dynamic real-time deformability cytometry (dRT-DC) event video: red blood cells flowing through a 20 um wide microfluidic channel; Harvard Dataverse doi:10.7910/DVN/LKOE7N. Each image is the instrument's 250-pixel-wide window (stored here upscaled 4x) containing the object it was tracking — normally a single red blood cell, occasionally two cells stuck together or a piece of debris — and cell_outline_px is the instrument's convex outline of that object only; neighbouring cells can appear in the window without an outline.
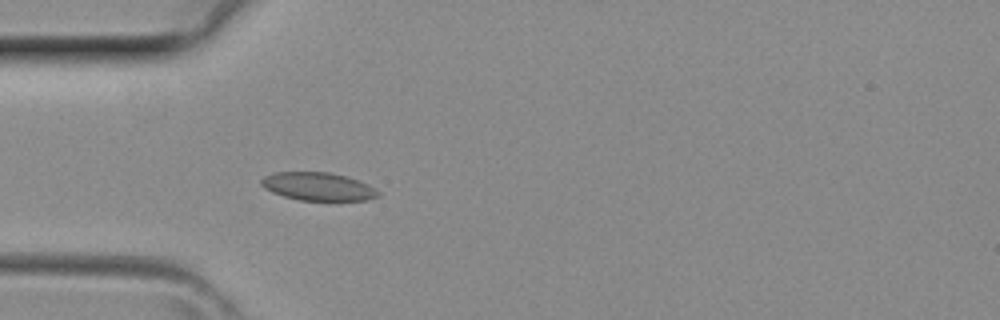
{"species": "common noctule bat (a hibernating species)", "species_latin": "Nyctalus noctula", "temperature_condition": "room temperature", "stored_images_in_passage": 3, "camera_frame_rate_fps": 3000, "um_per_image_px": 0.085, "animal": {"sex": "female", "body_mass_g": 29.2, "forearm_length_mm": 56.3}, "frame": {"image": 1, "passage_image": 3, "time_ms": 0.667, "image_size_px": [1000, 320], "cell_outline_px": [[380, 196], [368, 200], [300, 200], [284, 196], [272, 192], [264, 188], [260, 184], [260, 180], [264, 176], [276, 172], [328, 172], [344, 176], [368, 184], [380, 192]], "centroid_in_image_um": [27.02, 15.85], "position_along_channel_um": 58.0, "area_um2": 19.02}}